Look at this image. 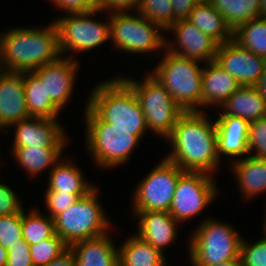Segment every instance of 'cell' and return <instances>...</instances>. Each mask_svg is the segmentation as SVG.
<instances>
[{
  "mask_svg": "<svg viewBox=\"0 0 266 266\" xmlns=\"http://www.w3.org/2000/svg\"><path fill=\"white\" fill-rule=\"evenodd\" d=\"M37 209L27 213L22 211L23 239L29 244L39 243L55 234L54 220L48 215H42Z\"/></svg>",
  "mask_w": 266,
  "mask_h": 266,
  "instance_id": "cell-31",
  "label": "cell"
},
{
  "mask_svg": "<svg viewBox=\"0 0 266 266\" xmlns=\"http://www.w3.org/2000/svg\"><path fill=\"white\" fill-rule=\"evenodd\" d=\"M223 113L249 122L266 116V102L256 86H241L221 106Z\"/></svg>",
  "mask_w": 266,
  "mask_h": 266,
  "instance_id": "cell-22",
  "label": "cell"
},
{
  "mask_svg": "<svg viewBox=\"0 0 266 266\" xmlns=\"http://www.w3.org/2000/svg\"><path fill=\"white\" fill-rule=\"evenodd\" d=\"M4 71L3 67H2V64H1V61H0V74Z\"/></svg>",
  "mask_w": 266,
  "mask_h": 266,
  "instance_id": "cell-49",
  "label": "cell"
},
{
  "mask_svg": "<svg viewBox=\"0 0 266 266\" xmlns=\"http://www.w3.org/2000/svg\"><path fill=\"white\" fill-rule=\"evenodd\" d=\"M217 195L212 175L184 172L176 185L169 213L178 223L188 221L208 207Z\"/></svg>",
  "mask_w": 266,
  "mask_h": 266,
  "instance_id": "cell-12",
  "label": "cell"
},
{
  "mask_svg": "<svg viewBox=\"0 0 266 266\" xmlns=\"http://www.w3.org/2000/svg\"><path fill=\"white\" fill-rule=\"evenodd\" d=\"M22 238V213L0 216V245L8 249Z\"/></svg>",
  "mask_w": 266,
  "mask_h": 266,
  "instance_id": "cell-34",
  "label": "cell"
},
{
  "mask_svg": "<svg viewBox=\"0 0 266 266\" xmlns=\"http://www.w3.org/2000/svg\"><path fill=\"white\" fill-rule=\"evenodd\" d=\"M241 85L214 60L205 63L202 72V106L221 107Z\"/></svg>",
  "mask_w": 266,
  "mask_h": 266,
  "instance_id": "cell-20",
  "label": "cell"
},
{
  "mask_svg": "<svg viewBox=\"0 0 266 266\" xmlns=\"http://www.w3.org/2000/svg\"><path fill=\"white\" fill-rule=\"evenodd\" d=\"M190 236L192 265H216L240 258L242 237L231 224L207 218Z\"/></svg>",
  "mask_w": 266,
  "mask_h": 266,
  "instance_id": "cell-6",
  "label": "cell"
},
{
  "mask_svg": "<svg viewBox=\"0 0 266 266\" xmlns=\"http://www.w3.org/2000/svg\"><path fill=\"white\" fill-rule=\"evenodd\" d=\"M29 244L22 238L7 249L6 266H33Z\"/></svg>",
  "mask_w": 266,
  "mask_h": 266,
  "instance_id": "cell-39",
  "label": "cell"
},
{
  "mask_svg": "<svg viewBox=\"0 0 266 266\" xmlns=\"http://www.w3.org/2000/svg\"><path fill=\"white\" fill-rule=\"evenodd\" d=\"M0 34V61L5 71H34L61 56L54 21L44 28L16 27Z\"/></svg>",
  "mask_w": 266,
  "mask_h": 266,
  "instance_id": "cell-2",
  "label": "cell"
},
{
  "mask_svg": "<svg viewBox=\"0 0 266 266\" xmlns=\"http://www.w3.org/2000/svg\"><path fill=\"white\" fill-rule=\"evenodd\" d=\"M233 40L241 47L266 59V18H255L233 31Z\"/></svg>",
  "mask_w": 266,
  "mask_h": 266,
  "instance_id": "cell-30",
  "label": "cell"
},
{
  "mask_svg": "<svg viewBox=\"0 0 266 266\" xmlns=\"http://www.w3.org/2000/svg\"><path fill=\"white\" fill-rule=\"evenodd\" d=\"M45 203L49 210V217L52 219L59 213L66 211L79 198L88 194H71V193H57L56 191L47 190L45 192Z\"/></svg>",
  "mask_w": 266,
  "mask_h": 266,
  "instance_id": "cell-37",
  "label": "cell"
},
{
  "mask_svg": "<svg viewBox=\"0 0 266 266\" xmlns=\"http://www.w3.org/2000/svg\"><path fill=\"white\" fill-rule=\"evenodd\" d=\"M139 218L137 235L164 254V249L177 239L178 222L169 212L145 211L133 213Z\"/></svg>",
  "mask_w": 266,
  "mask_h": 266,
  "instance_id": "cell-19",
  "label": "cell"
},
{
  "mask_svg": "<svg viewBox=\"0 0 266 266\" xmlns=\"http://www.w3.org/2000/svg\"><path fill=\"white\" fill-rule=\"evenodd\" d=\"M162 160L138 183L133 193V213L169 212L179 177L185 171L166 158Z\"/></svg>",
  "mask_w": 266,
  "mask_h": 266,
  "instance_id": "cell-10",
  "label": "cell"
},
{
  "mask_svg": "<svg viewBox=\"0 0 266 266\" xmlns=\"http://www.w3.org/2000/svg\"><path fill=\"white\" fill-rule=\"evenodd\" d=\"M140 0H95V9L109 12L137 11Z\"/></svg>",
  "mask_w": 266,
  "mask_h": 266,
  "instance_id": "cell-40",
  "label": "cell"
},
{
  "mask_svg": "<svg viewBox=\"0 0 266 266\" xmlns=\"http://www.w3.org/2000/svg\"><path fill=\"white\" fill-rule=\"evenodd\" d=\"M44 266H77L76 256L71 247H68L57 258Z\"/></svg>",
  "mask_w": 266,
  "mask_h": 266,
  "instance_id": "cell-43",
  "label": "cell"
},
{
  "mask_svg": "<svg viewBox=\"0 0 266 266\" xmlns=\"http://www.w3.org/2000/svg\"><path fill=\"white\" fill-rule=\"evenodd\" d=\"M87 105L112 127L134 130L142 139L147 129L144 113L133 89L122 79L113 78L95 85Z\"/></svg>",
  "mask_w": 266,
  "mask_h": 266,
  "instance_id": "cell-3",
  "label": "cell"
},
{
  "mask_svg": "<svg viewBox=\"0 0 266 266\" xmlns=\"http://www.w3.org/2000/svg\"><path fill=\"white\" fill-rule=\"evenodd\" d=\"M7 257H8L7 249L3 248L0 245V266H6V264H7Z\"/></svg>",
  "mask_w": 266,
  "mask_h": 266,
  "instance_id": "cell-46",
  "label": "cell"
},
{
  "mask_svg": "<svg viewBox=\"0 0 266 266\" xmlns=\"http://www.w3.org/2000/svg\"><path fill=\"white\" fill-rule=\"evenodd\" d=\"M259 7H260V17L266 18V0H260Z\"/></svg>",
  "mask_w": 266,
  "mask_h": 266,
  "instance_id": "cell-47",
  "label": "cell"
},
{
  "mask_svg": "<svg viewBox=\"0 0 266 266\" xmlns=\"http://www.w3.org/2000/svg\"><path fill=\"white\" fill-rule=\"evenodd\" d=\"M69 246L57 234L29 246L33 266H44L57 258Z\"/></svg>",
  "mask_w": 266,
  "mask_h": 266,
  "instance_id": "cell-33",
  "label": "cell"
},
{
  "mask_svg": "<svg viewBox=\"0 0 266 266\" xmlns=\"http://www.w3.org/2000/svg\"><path fill=\"white\" fill-rule=\"evenodd\" d=\"M103 12L93 10L86 13H68L55 20L59 32V49L61 55L69 52L90 51L110 40V19L103 23L90 19L91 15Z\"/></svg>",
  "mask_w": 266,
  "mask_h": 266,
  "instance_id": "cell-11",
  "label": "cell"
},
{
  "mask_svg": "<svg viewBox=\"0 0 266 266\" xmlns=\"http://www.w3.org/2000/svg\"><path fill=\"white\" fill-rule=\"evenodd\" d=\"M187 20L212 38L218 45L233 39V30L226 23L224 16L208 1L198 2Z\"/></svg>",
  "mask_w": 266,
  "mask_h": 266,
  "instance_id": "cell-24",
  "label": "cell"
},
{
  "mask_svg": "<svg viewBox=\"0 0 266 266\" xmlns=\"http://www.w3.org/2000/svg\"><path fill=\"white\" fill-rule=\"evenodd\" d=\"M57 120L29 117L14 123L11 125L16 127L12 148L65 147L66 130Z\"/></svg>",
  "mask_w": 266,
  "mask_h": 266,
  "instance_id": "cell-15",
  "label": "cell"
},
{
  "mask_svg": "<svg viewBox=\"0 0 266 266\" xmlns=\"http://www.w3.org/2000/svg\"><path fill=\"white\" fill-rule=\"evenodd\" d=\"M164 51L166 54L151 74L184 112H203L199 109L202 105L203 72L199 67L200 61L174 54L166 48Z\"/></svg>",
  "mask_w": 266,
  "mask_h": 266,
  "instance_id": "cell-4",
  "label": "cell"
},
{
  "mask_svg": "<svg viewBox=\"0 0 266 266\" xmlns=\"http://www.w3.org/2000/svg\"><path fill=\"white\" fill-rule=\"evenodd\" d=\"M215 122L217 154L219 159L224 156L246 157L249 155L248 134L250 122L231 115H220Z\"/></svg>",
  "mask_w": 266,
  "mask_h": 266,
  "instance_id": "cell-18",
  "label": "cell"
},
{
  "mask_svg": "<svg viewBox=\"0 0 266 266\" xmlns=\"http://www.w3.org/2000/svg\"><path fill=\"white\" fill-rule=\"evenodd\" d=\"M108 234L70 246L76 256L77 266H118V248Z\"/></svg>",
  "mask_w": 266,
  "mask_h": 266,
  "instance_id": "cell-21",
  "label": "cell"
},
{
  "mask_svg": "<svg viewBox=\"0 0 266 266\" xmlns=\"http://www.w3.org/2000/svg\"><path fill=\"white\" fill-rule=\"evenodd\" d=\"M136 12L167 31L174 24L172 0H140Z\"/></svg>",
  "mask_w": 266,
  "mask_h": 266,
  "instance_id": "cell-32",
  "label": "cell"
},
{
  "mask_svg": "<svg viewBox=\"0 0 266 266\" xmlns=\"http://www.w3.org/2000/svg\"><path fill=\"white\" fill-rule=\"evenodd\" d=\"M266 215V214H265ZM265 221L263 222V231H264V234H265V236H266V216H265V219H264Z\"/></svg>",
  "mask_w": 266,
  "mask_h": 266,
  "instance_id": "cell-48",
  "label": "cell"
},
{
  "mask_svg": "<svg viewBox=\"0 0 266 266\" xmlns=\"http://www.w3.org/2000/svg\"><path fill=\"white\" fill-rule=\"evenodd\" d=\"M167 32L175 36L174 44L166 41L168 51L204 64L215 59L218 44L189 20L176 21Z\"/></svg>",
  "mask_w": 266,
  "mask_h": 266,
  "instance_id": "cell-14",
  "label": "cell"
},
{
  "mask_svg": "<svg viewBox=\"0 0 266 266\" xmlns=\"http://www.w3.org/2000/svg\"><path fill=\"white\" fill-rule=\"evenodd\" d=\"M147 73L142 82L129 77L122 79L133 89L144 113L147 129L166 139L184 111L165 87L150 72Z\"/></svg>",
  "mask_w": 266,
  "mask_h": 266,
  "instance_id": "cell-8",
  "label": "cell"
},
{
  "mask_svg": "<svg viewBox=\"0 0 266 266\" xmlns=\"http://www.w3.org/2000/svg\"><path fill=\"white\" fill-rule=\"evenodd\" d=\"M165 255L137 234L118 248V266H166Z\"/></svg>",
  "mask_w": 266,
  "mask_h": 266,
  "instance_id": "cell-25",
  "label": "cell"
},
{
  "mask_svg": "<svg viewBox=\"0 0 266 266\" xmlns=\"http://www.w3.org/2000/svg\"><path fill=\"white\" fill-rule=\"evenodd\" d=\"M57 9L68 13H86L95 10V0H53Z\"/></svg>",
  "mask_w": 266,
  "mask_h": 266,
  "instance_id": "cell-41",
  "label": "cell"
},
{
  "mask_svg": "<svg viewBox=\"0 0 266 266\" xmlns=\"http://www.w3.org/2000/svg\"><path fill=\"white\" fill-rule=\"evenodd\" d=\"M24 94L23 72L3 71L0 74V130L29 118Z\"/></svg>",
  "mask_w": 266,
  "mask_h": 266,
  "instance_id": "cell-17",
  "label": "cell"
},
{
  "mask_svg": "<svg viewBox=\"0 0 266 266\" xmlns=\"http://www.w3.org/2000/svg\"><path fill=\"white\" fill-rule=\"evenodd\" d=\"M64 147H23L13 148L12 155L30 177L37 176L49 167L52 169L61 159Z\"/></svg>",
  "mask_w": 266,
  "mask_h": 266,
  "instance_id": "cell-28",
  "label": "cell"
},
{
  "mask_svg": "<svg viewBox=\"0 0 266 266\" xmlns=\"http://www.w3.org/2000/svg\"><path fill=\"white\" fill-rule=\"evenodd\" d=\"M234 31L241 24L260 17V0H209Z\"/></svg>",
  "mask_w": 266,
  "mask_h": 266,
  "instance_id": "cell-29",
  "label": "cell"
},
{
  "mask_svg": "<svg viewBox=\"0 0 266 266\" xmlns=\"http://www.w3.org/2000/svg\"><path fill=\"white\" fill-rule=\"evenodd\" d=\"M199 0H172V8L174 11V23L179 20L188 19Z\"/></svg>",
  "mask_w": 266,
  "mask_h": 266,
  "instance_id": "cell-42",
  "label": "cell"
},
{
  "mask_svg": "<svg viewBox=\"0 0 266 266\" xmlns=\"http://www.w3.org/2000/svg\"><path fill=\"white\" fill-rule=\"evenodd\" d=\"M256 87L258 88L259 92L261 93L266 102V63L263 69V73L261 74V77Z\"/></svg>",
  "mask_w": 266,
  "mask_h": 266,
  "instance_id": "cell-44",
  "label": "cell"
},
{
  "mask_svg": "<svg viewBox=\"0 0 266 266\" xmlns=\"http://www.w3.org/2000/svg\"><path fill=\"white\" fill-rule=\"evenodd\" d=\"M24 94L30 117L56 119L61 111L46 94L45 83L33 72H23Z\"/></svg>",
  "mask_w": 266,
  "mask_h": 266,
  "instance_id": "cell-27",
  "label": "cell"
},
{
  "mask_svg": "<svg viewBox=\"0 0 266 266\" xmlns=\"http://www.w3.org/2000/svg\"><path fill=\"white\" fill-rule=\"evenodd\" d=\"M248 150H255L250 156L266 160V116L250 122Z\"/></svg>",
  "mask_w": 266,
  "mask_h": 266,
  "instance_id": "cell-35",
  "label": "cell"
},
{
  "mask_svg": "<svg viewBox=\"0 0 266 266\" xmlns=\"http://www.w3.org/2000/svg\"><path fill=\"white\" fill-rule=\"evenodd\" d=\"M23 210V205L13 189L0 183V216L21 214Z\"/></svg>",
  "mask_w": 266,
  "mask_h": 266,
  "instance_id": "cell-38",
  "label": "cell"
},
{
  "mask_svg": "<svg viewBox=\"0 0 266 266\" xmlns=\"http://www.w3.org/2000/svg\"><path fill=\"white\" fill-rule=\"evenodd\" d=\"M232 170L243 197L253 198L266 190V160L253 156L235 159Z\"/></svg>",
  "mask_w": 266,
  "mask_h": 266,
  "instance_id": "cell-23",
  "label": "cell"
},
{
  "mask_svg": "<svg viewBox=\"0 0 266 266\" xmlns=\"http://www.w3.org/2000/svg\"><path fill=\"white\" fill-rule=\"evenodd\" d=\"M214 61L241 86H256L266 63L265 58L241 47L233 39L218 45Z\"/></svg>",
  "mask_w": 266,
  "mask_h": 266,
  "instance_id": "cell-13",
  "label": "cell"
},
{
  "mask_svg": "<svg viewBox=\"0 0 266 266\" xmlns=\"http://www.w3.org/2000/svg\"><path fill=\"white\" fill-rule=\"evenodd\" d=\"M97 191L96 187L88 195L79 198L66 211L53 218L55 234L69 247L76 242L109 233L111 222L109 223L101 208Z\"/></svg>",
  "mask_w": 266,
  "mask_h": 266,
  "instance_id": "cell-7",
  "label": "cell"
},
{
  "mask_svg": "<svg viewBox=\"0 0 266 266\" xmlns=\"http://www.w3.org/2000/svg\"><path fill=\"white\" fill-rule=\"evenodd\" d=\"M137 13L136 15L129 14L128 11L110 13L112 44L123 52L136 54L165 49L167 39L161 33L163 29Z\"/></svg>",
  "mask_w": 266,
  "mask_h": 266,
  "instance_id": "cell-9",
  "label": "cell"
},
{
  "mask_svg": "<svg viewBox=\"0 0 266 266\" xmlns=\"http://www.w3.org/2000/svg\"><path fill=\"white\" fill-rule=\"evenodd\" d=\"M85 106V142L93 161L104 168L124 164L140 142L134 130L112 127V123L103 121L87 104Z\"/></svg>",
  "mask_w": 266,
  "mask_h": 266,
  "instance_id": "cell-5",
  "label": "cell"
},
{
  "mask_svg": "<svg viewBox=\"0 0 266 266\" xmlns=\"http://www.w3.org/2000/svg\"><path fill=\"white\" fill-rule=\"evenodd\" d=\"M241 266H266V236L254 244L242 239L240 246Z\"/></svg>",
  "mask_w": 266,
  "mask_h": 266,
  "instance_id": "cell-36",
  "label": "cell"
},
{
  "mask_svg": "<svg viewBox=\"0 0 266 266\" xmlns=\"http://www.w3.org/2000/svg\"><path fill=\"white\" fill-rule=\"evenodd\" d=\"M70 161L60 160L50 169L48 188L46 190L57 193L89 194L96 188L92 183L84 179V175Z\"/></svg>",
  "mask_w": 266,
  "mask_h": 266,
  "instance_id": "cell-26",
  "label": "cell"
},
{
  "mask_svg": "<svg viewBox=\"0 0 266 266\" xmlns=\"http://www.w3.org/2000/svg\"><path fill=\"white\" fill-rule=\"evenodd\" d=\"M72 55L66 58L61 55L33 71L45 83L47 96L60 110L70 100L79 67V61L74 60Z\"/></svg>",
  "mask_w": 266,
  "mask_h": 266,
  "instance_id": "cell-16",
  "label": "cell"
},
{
  "mask_svg": "<svg viewBox=\"0 0 266 266\" xmlns=\"http://www.w3.org/2000/svg\"><path fill=\"white\" fill-rule=\"evenodd\" d=\"M193 266H241V259L238 258L231 261L218 263L216 265H193Z\"/></svg>",
  "mask_w": 266,
  "mask_h": 266,
  "instance_id": "cell-45",
  "label": "cell"
},
{
  "mask_svg": "<svg viewBox=\"0 0 266 266\" xmlns=\"http://www.w3.org/2000/svg\"><path fill=\"white\" fill-rule=\"evenodd\" d=\"M166 140L173 150L165 158L185 172L212 175L219 169L216 125L204 112H184Z\"/></svg>",
  "mask_w": 266,
  "mask_h": 266,
  "instance_id": "cell-1",
  "label": "cell"
}]
</instances>
